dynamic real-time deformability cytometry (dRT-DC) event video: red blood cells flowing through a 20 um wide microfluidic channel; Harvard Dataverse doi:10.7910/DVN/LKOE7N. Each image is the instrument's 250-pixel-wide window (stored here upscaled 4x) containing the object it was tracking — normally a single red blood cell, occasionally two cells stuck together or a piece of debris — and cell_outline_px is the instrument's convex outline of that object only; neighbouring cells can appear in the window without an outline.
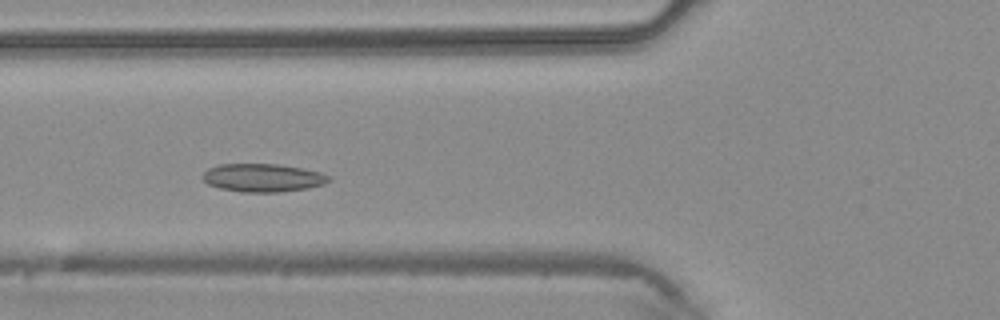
{"species": "common noctule bat (a hibernating species)", "species_latin": "Nyctalus noctula", "temperature_condition": "warm", "stored_images_in_passage": 39, "camera_frame_rate_fps": 3000, "um_per_image_px": 0.085, "animal": {"sex": "male", "body_mass_g": 20.4}, "frame": {"image": 1, "passage_image": 12, "time_ms": 3.667, "image_size_px": [1000, 320], "cell_outline_px": [[332, 180], [324, 184], [308, 188], [280, 192], [240, 192], [220, 188], [208, 184], [200, 176], [208, 168], [220, 164], [280, 164], [320, 172], [332, 176]], "centroid_in_image_um": [22.35, 15.11], "position_along_channel_um": 103.4, "area_um2": 20.87}}
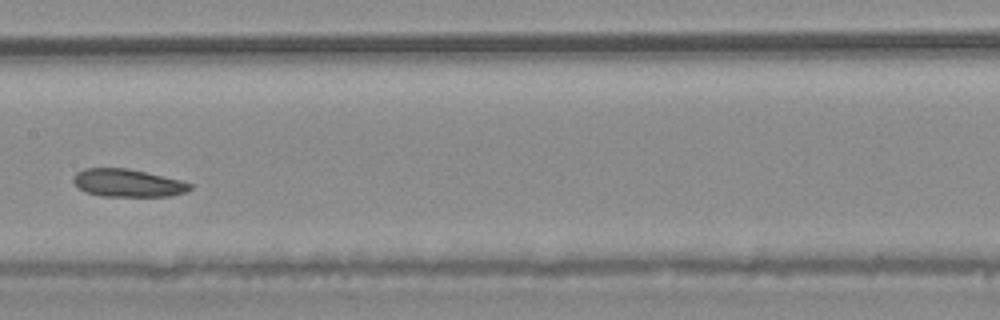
{"frame": {"image": 2, "passage_image": 18, "time_ms": 5.667, "image_size_px": [1000, 320], "cell_outline_px": [[192, 188], [184, 192], [168, 196], [100, 196], [84, 192], [72, 180], [72, 176], [76, 172], [84, 168], [128, 168], [180, 180], [192, 184]], "centroid_in_image_um": [10.81, 15.55], "position_along_channel_um": 196.6, "area_um2": 18.84}}
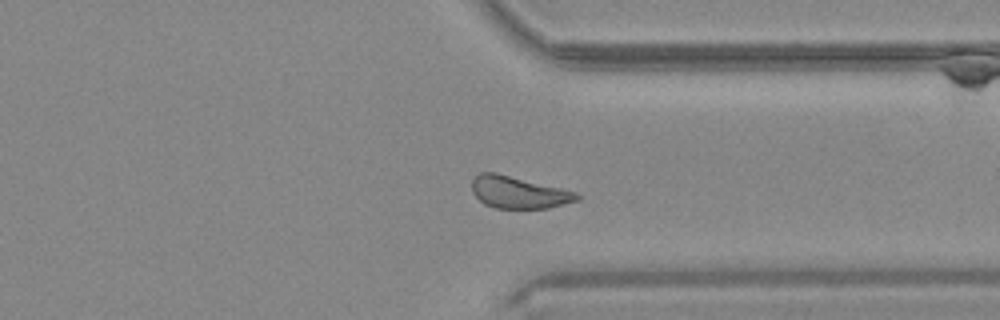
{"frame": {"image": 3, "passage_image": 29, "time_ms": 9.333, "image_size_px": [1000, 320], "cell_outline_px": [[580, 200], [548, 208], [496, 208], [484, 204], [472, 192], [472, 180], [480, 172], [496, 172], [576, 192], [580, 196]], "centroid_in_image_um": [44.07, 16.35], "position_along_channel_um": 367.3, "area_um2": 19.48}}